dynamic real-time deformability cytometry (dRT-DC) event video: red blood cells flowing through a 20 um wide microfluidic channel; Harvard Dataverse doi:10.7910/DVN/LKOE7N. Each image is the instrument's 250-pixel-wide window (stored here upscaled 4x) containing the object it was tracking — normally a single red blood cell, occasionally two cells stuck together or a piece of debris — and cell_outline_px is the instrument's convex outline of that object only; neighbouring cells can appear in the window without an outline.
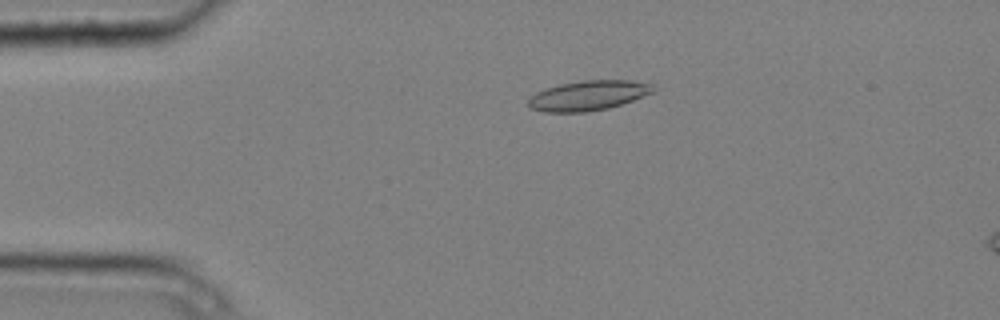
{"species": "common noctule bat (a hibernating species)", "species_latin": "Nyctalus noctula", "temperature_condition": "cold", "stored_images_in_passage": 5, "camera_frame_rate_fps": 3000, "um_per_image_px": 0.085, "animal": {"sex": "male", "body_mass_g": 20.4}, "frame": {"image": 1, "passage_image": 4, "time_ms": 1.0, "image_size_px": [1000, 320], "cell_outline_px": [[656, 92], [608, 108], [584, 112], [544, 112], [528, 108], [528, 96], [544, 88], [560, 84], [580, 80], [628, 80], [652, 84]], "centroid_in_image_um": [49.95, 8.11], "position_along_channel_um": 35.1, "area_um2": 21.91}}